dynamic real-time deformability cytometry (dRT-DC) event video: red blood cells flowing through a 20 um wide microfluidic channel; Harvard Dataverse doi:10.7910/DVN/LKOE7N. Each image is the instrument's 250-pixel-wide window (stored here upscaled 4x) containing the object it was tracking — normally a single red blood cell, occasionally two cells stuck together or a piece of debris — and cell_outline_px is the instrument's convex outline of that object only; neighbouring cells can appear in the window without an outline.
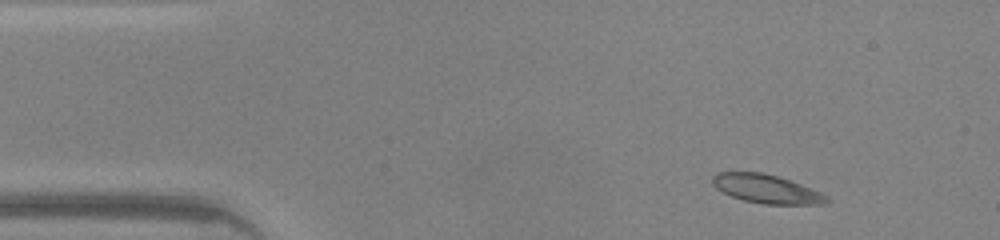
{"species": "common noctule bat (a hibernating species)", "species_latin": "Nyctalus noctula", "temperature_condition": "warm", "stored_images_in_passage": 42, "camera_frame_rate_fps": 3000, "um_per_image_px": 0.085, "animal": {"sex": "male", "body_mass_g": 20.0, "forearm_length_mm": 53.3}, "frame": {"image": 1, "passage_image": 1, "time_ms": 0.0, "image_size_px": [1000, 240], "cell_outline_px": [[832, 200], [828, 204], [764, 204], [744, 200], [732, 196], [716, 188], [712, 184], [712, 176], [716, 172], [760, 172], [776, 176], [800, 184], [820, 192], [828, 196]], "centroid_in_image_um": [65.16, 16.06], "position_along_channel_um": 19.8, "area_um2": 18.96}}
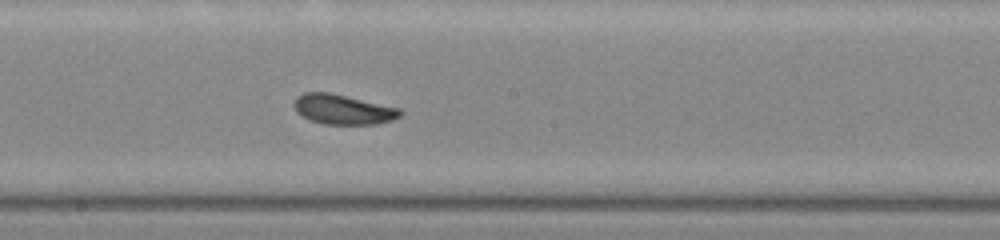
{"frame": {"image": 2, "passage_image": 20, "time_ms": 6.333, "image_size_px": [1000, 240], "cell_outline_px": [[404, 112], [400, 116], [392, 120], [376, 124], [324, 124], [312, 120], [296, 112], [292, 104], [296, 96], [304, 92], [328, 92], [400, 108]], "centroid_in_image_um": [29.14, 9.29], "position_along_channel_um": 219.1, "area_um2": 18.44}}
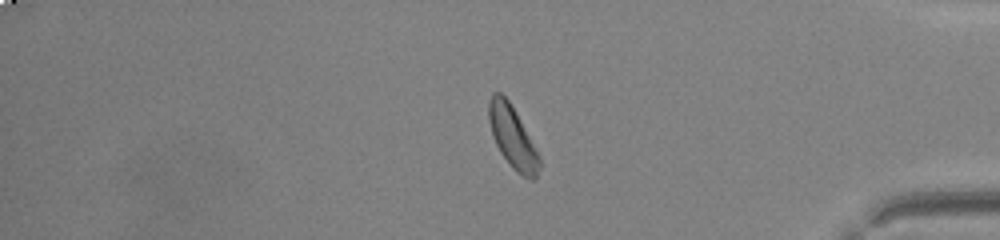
{"frame": {"image": 3, "passage_image": 34, "time_ms": 11.0, "image_size_px": [1000, 240], "cell_outline_px": [[540, 168], [536, 176], [532, 180], [528, 180], [516, 172], [512, 168], [500, 152], [492, 136], [488, 120], [488, 104], [492, 92], [500, 92], [508, 100], [516, 112], [540, 160]], "centroid_in_image_um": [43.52, 11.66], "position_along_channel_um": 391.7, "area_um2": 17.98}, "authors_computed_cell_mechanics": {"area_um2": 18.3804, "velocity_mm_per_s": 4.3447, "shape_relaxation_time_tau1_ms": 2.3878, "shape_relaxation_time_tau2_ms": 8.9934, "deformation_change_tau1": 0.1102, "deformation_change_tau2": 0.1592}}